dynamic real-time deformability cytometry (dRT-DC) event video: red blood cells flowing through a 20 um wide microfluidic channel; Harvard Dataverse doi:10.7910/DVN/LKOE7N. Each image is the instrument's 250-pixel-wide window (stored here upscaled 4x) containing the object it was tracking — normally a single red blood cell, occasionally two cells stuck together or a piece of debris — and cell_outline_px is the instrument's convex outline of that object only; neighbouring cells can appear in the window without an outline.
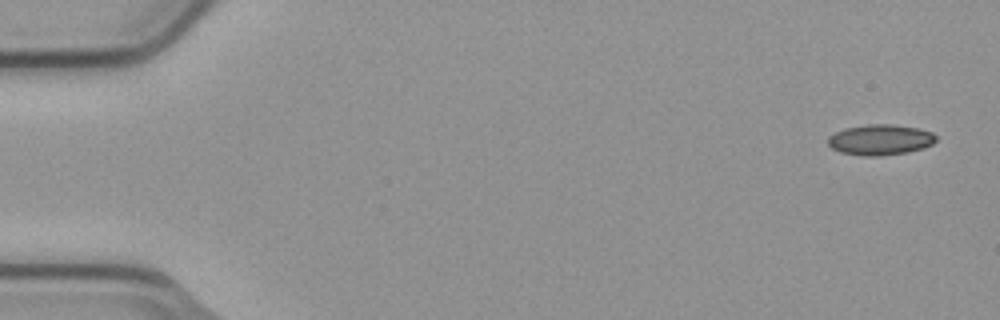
{"species": "common noctule bat (a hibernating species)", "species_latin": "Nyctalus noctula", "temperature_condition": "cold", "stored_images_in_passage": 5, "camera_frame_rate_fps": 3000, "um_per_image_px": 0.085, "animal": {"sex": "male", "body_mass_g": 23.1, "forearm_length_mm": 52.7}, "frame": {"image": 1, "passage_image": 1, "time_ms": 0.0, "image_size_px": [1000, 320], "cell_outline_px": [[936, 140], [932, 144], [924, 148], [908, 152], [880, 156], [864, 156], [840, 152], [832, 148], [828, 144], [828, 136], [844, 128], [868, 124], [892, 124], [916, 128], [932, 132], [936, 136]], "centroid_in_image_um": [74.81, 11.88], "position_along_channel_um": 10.2, "area_um2": 19.31}}
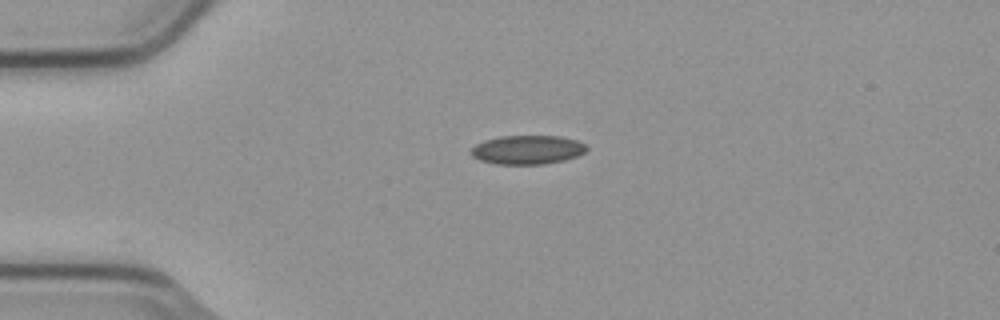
{"frame": {"image": 2, "passage_image": 4, "time_ms": 1.0, "image_size_px": [1000, 320], "cell_outline_px": [[588, 148], [584, 152], [576, 156], [564, 160], [544, 164], [496, 164], [480, 160], [472, 156], [472, 148], [476, 144], [484, 140], [500, 136], [560, 136], [576, 140], [584, 144]], "centroid_in_image_um": [44.82, 12.73], "position_along_channel_um": 40.2, "area_um2": 19.36}}